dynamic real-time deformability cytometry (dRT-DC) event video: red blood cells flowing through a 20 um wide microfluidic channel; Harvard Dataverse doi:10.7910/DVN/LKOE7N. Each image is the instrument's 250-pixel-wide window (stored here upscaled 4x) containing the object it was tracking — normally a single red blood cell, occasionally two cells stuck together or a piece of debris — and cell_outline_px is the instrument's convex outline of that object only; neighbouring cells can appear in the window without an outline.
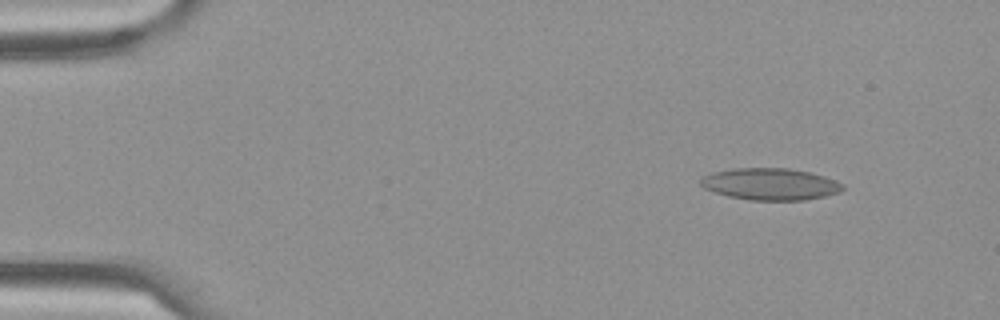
{"species": "Egyptian fruit bat (a non-hibernating species)", "species_latin": "Rousettus aegyptiacus", "temperature_condition": "cold", "stored_images_in_passage": 18, "camera_frame_rate_fps": 3000, "um_per_image_px": 0.085, "frame": {"image": 1, "passage_image": 7, "time_ms": 2.0, "image_size_px": [1000, 320], "cell_outline_px": [[844, 188], [840, 192], [824, 196], [804, 200], [748, 200], [728, 196], [704, 188], [700, 184], [700, 176], [712, 172], [732, 168], [788, 168], [808, 172], [824, 176], [836, 180], [844, 184]], "centroid_in_image_um": [65.46, 15.64], "position_along_channel_um": 19.5, "area_um2": 26.47}}